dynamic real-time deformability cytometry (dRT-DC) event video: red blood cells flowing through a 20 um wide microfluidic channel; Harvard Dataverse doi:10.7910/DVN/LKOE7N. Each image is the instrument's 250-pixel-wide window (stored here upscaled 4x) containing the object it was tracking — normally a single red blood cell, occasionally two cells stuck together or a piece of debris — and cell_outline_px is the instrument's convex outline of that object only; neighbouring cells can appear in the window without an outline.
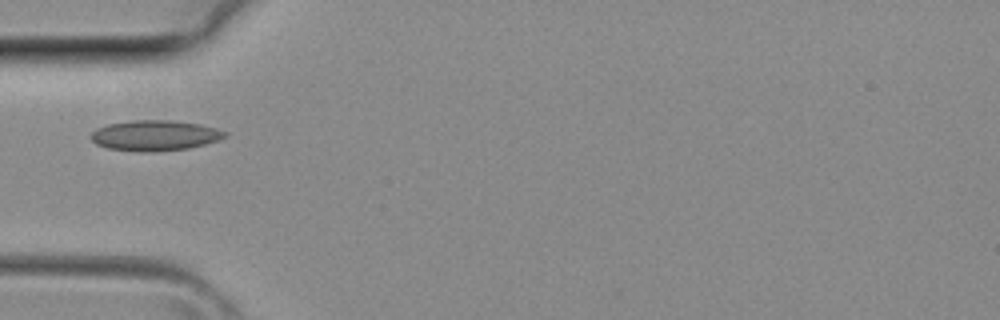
{"species": "common noctule bat (a hibernating species)", "species_latin": "Nyctalus noctula", "temperature_condition": "room temperature", "stored_images_in_passage": 27, "camera_frame_rate_fps": 3000, "um_per_image_px": 0.085, "animal": {"sex": "female", "body_mass_g": 29.2, "forearm_length_mm": 56.3}, "frame": {"image": 1, "passage_image": 1, "time_ms": 0.0, "image_size_px": [1000, 320], "cell_outline_px": [[228, 136], [204, 144], [188, 148], [152, 152], [136, 152], [108, 148], [96, 144], [92, 140], [92, 132], [96, 128], [108, 124], [132, 120], [172, 120], [200, 124], [216, 128], [228, 132]], "centroid_in_image_um": [13.17, 11.51], "position_along_channel_um": 71.8, "area_um2": 23.81}}
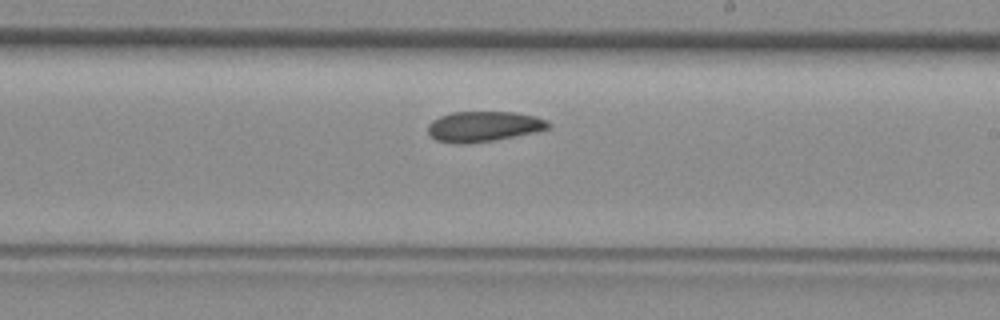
{"frame": {"image": 2, "passage_image": 11, "time_ms": 3.333, "image_size_px": [1000, 320], "cell_outline_px": [[548, 128], [532, 132], [492, 140], [464, 144], [456, 144], [436, 140], [428, 132], [428, 124], [432, 120], [440, 116], [452, 112], [512, 112], [532, 116], [548, 120]], "centroid_in_image_um": [41.03, 10.74], "position_along_channel_um": 248.0, "area_um2": 20.87}}
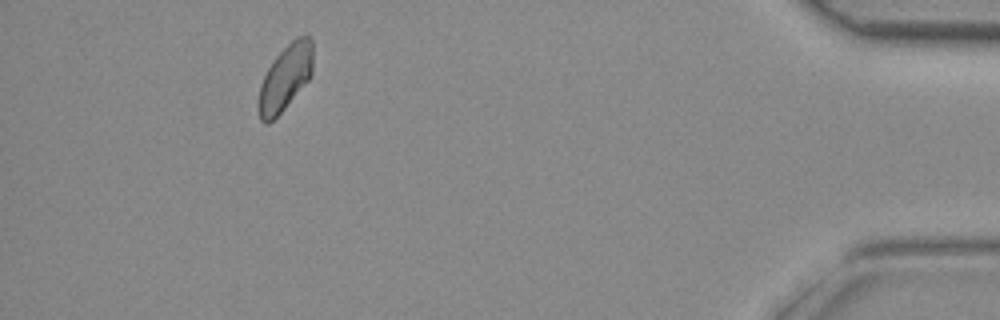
{"frame": {"image": 3, "passage_image": 24, "time_ms": 7.667, "image_size_px": [1000, 320], "cell_outline_px": [[312, 72], [308, 80], [284, 108], [268, 124], [264, 124], [260, 120], [260, 84], [268, 68], [276, 56], [296, 36], [304, 32], [312, 40]], "centroid_in_image_um": [24.28, 6.54], "position_along_channel_um": 410.9, "area_um2": 20.35}}